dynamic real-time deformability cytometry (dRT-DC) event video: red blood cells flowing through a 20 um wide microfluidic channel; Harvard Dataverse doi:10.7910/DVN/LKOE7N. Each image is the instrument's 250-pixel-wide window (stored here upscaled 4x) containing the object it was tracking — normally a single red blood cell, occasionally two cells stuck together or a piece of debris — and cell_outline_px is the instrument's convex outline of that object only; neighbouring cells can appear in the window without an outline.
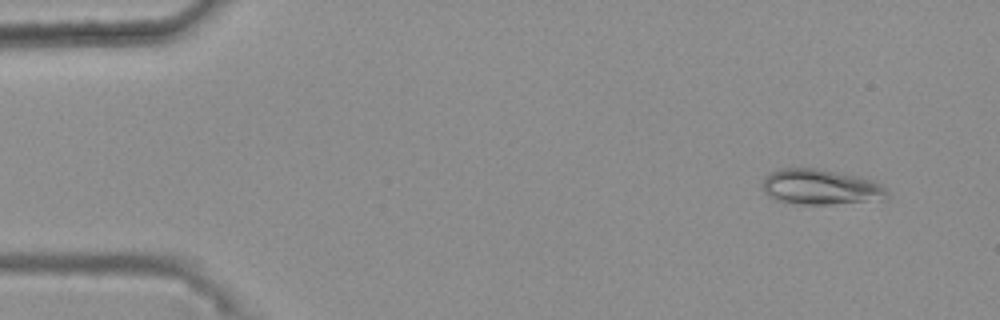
{"species": "common noctule bat (a hibernating species)", "species_latin": "Nyctalus noctula", "temperature_condition": "warm", "stored_images_in_passage": 44, "camera_frame_rate_fps": 3000, "um_per_image_px": 0.085, "animal": {"sex": "female", "body_mass_g": 25.1}, "frame": {"image": 1, "passage_image": 1, "time_ms": 0.0, "image_size_px": [1000, 320], "cell_outline_px": [[888, 196], [884, 200], [832, 204], [800, 204], [776, 200], [768, 196], [764, 192], [760, 184], [764, 176], [768, 172], [780, 168], [816, 168], [860, 176], [872, 180], [880, 184], [888, 192]], "centroid_in_image_um": [69.71, 15.89], "position_along_channel_um": 15.3, "area_um2": 26.13}}
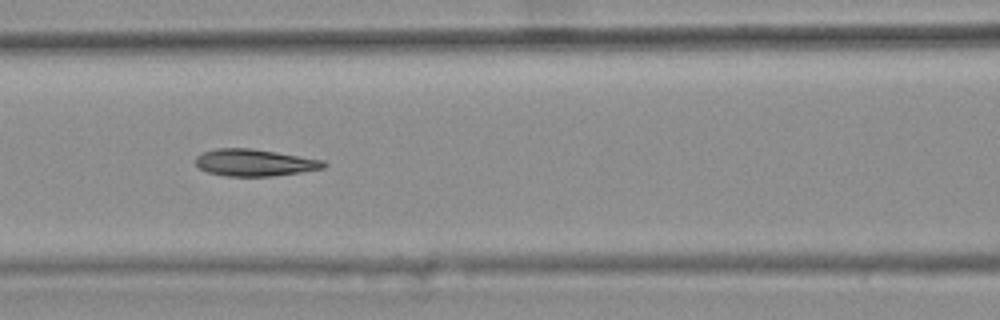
{"frame": {"image": 2, "passage_image": 20, "time_ms": 6.333, "image_size_px": [1000, 320], "cell_outline_px": [[328, 164], [324, 168], [300, 172], [272, 176], [224, 176], [208, 172], [200, 168], [196, 164], [196, 156], [204, 152], [216, 148], [248, 148], [276, 152], [324, 160]], "centroid_in_image_um": [21.65, 13.82], "position_along_channel_um": 145.0, "area_um2": 20.0}}
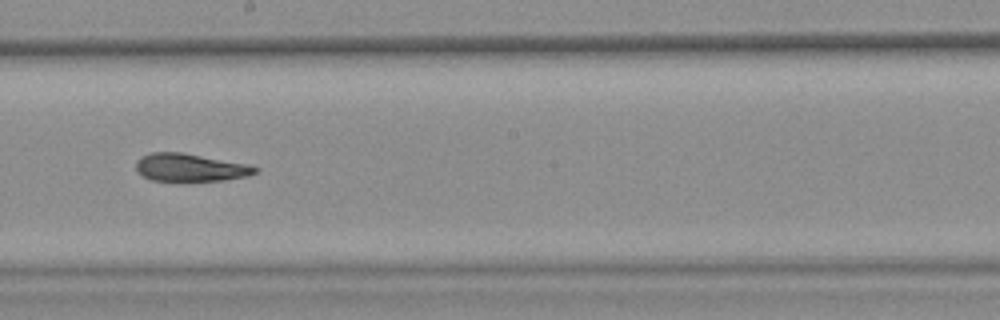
{"frame": {"image": 3, "passage_image": 27, "time_ms": 8.667, "image_size_px": [1000, 320], "cell_outline_px": [[260, 168], [256, 172], [248, 176], [224, 180], [180, 184], [152, 180], [140, 176], [136, 172], [136, 160], [140, 156], [148, 152], [180, 152], [248, 164]], "centroid_in_image_um": [16.09, 14.29], "position_along_channel_um": 232.1, "area_um2": 20.35}, "authors_computed_cell_mechanics": {"area_um2": 20.1144, "velocity_mm_per_s": 3.7426, "shape_relaxation_time_tau1_ms": null, "shape_relaxation_time_tau2_ms": 4.8128, "deformation_change_tau1": null, "deformation_change_tau2": 0.1098}}